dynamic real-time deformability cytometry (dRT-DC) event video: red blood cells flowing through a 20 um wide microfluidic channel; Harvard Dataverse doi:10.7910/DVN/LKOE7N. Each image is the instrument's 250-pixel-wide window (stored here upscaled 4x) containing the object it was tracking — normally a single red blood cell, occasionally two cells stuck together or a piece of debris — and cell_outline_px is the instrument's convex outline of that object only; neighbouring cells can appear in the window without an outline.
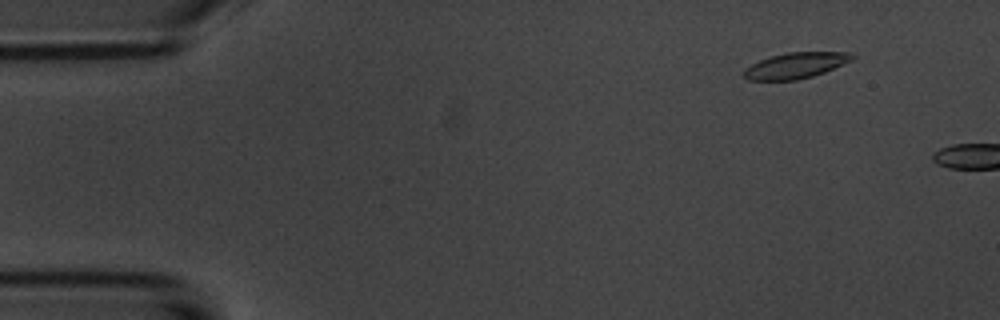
{"species": "common noctule bat (a hibernating species)", "species_latin": "Nyctalus noctula", "temperature_condition": "room temperature", "stored_images_in_passage": 3, "camera_frame_rate_fps": 3000, "um_per_image_px": 0.085, "animal": {"sex": "male", "body_mass_g": 20.1, "forearm_length_mm": 53.5}, "frame": {"image": 1, "passage_image": 2, "time_ms": 1.0, "image_size_px": [1000, 320], "cell_outline_px": [[856, 56], [852, 60], [824, 72], [812, 76], [796, 80], [748, 80], [744, 76], [744, 68], [760, 60], [772, 56], [788, 52], [852, 52]], "centroid_in_image_um": [67.64, 5.56], "position_along_channel_um": 17.4, "area_um2": 16.18}}